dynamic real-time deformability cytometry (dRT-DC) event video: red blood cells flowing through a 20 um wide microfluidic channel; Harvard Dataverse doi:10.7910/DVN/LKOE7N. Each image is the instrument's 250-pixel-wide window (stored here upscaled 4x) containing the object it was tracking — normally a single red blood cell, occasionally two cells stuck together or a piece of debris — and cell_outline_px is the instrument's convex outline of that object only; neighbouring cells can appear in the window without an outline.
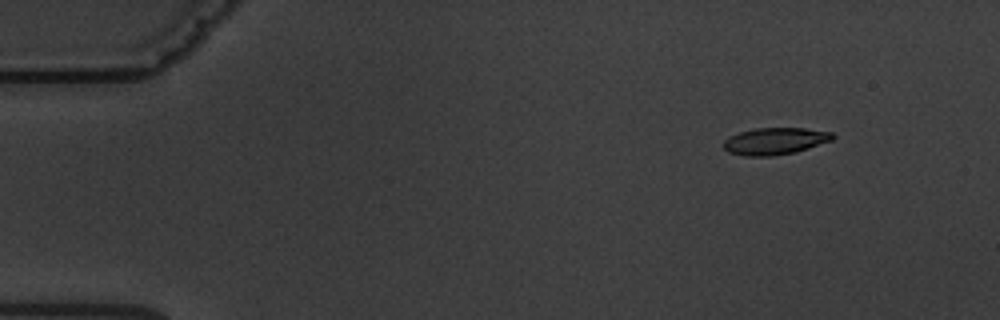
{"species": "common noctule bat (a hibernating species)", "species_latin": "Nyctalus noctula", "temperature_condition": "warm", "stored_images_in_passage": 5, "camera_frame_rate_fps": 3000, "um_per_image_px": 0.085, "animal": {"sex": "male", "body_mass_g": 19.5, "forearm_length_mm": 54.6}, "frame": {"image": 1, "passage_image": 2, "time_ms": 1.0, "image_size_px": [1000, 320], "cell_outline_px": [[836, 136], [832, 140], [796, 152], [772, 156], [744, 156], [728, 152], [724, 148], [724, 140], [728, 136], [740, 132], [756, 128], [804, 128], [832, 132]], "centroid_in_image_um": [65.87, 11.99], "position_along_channel_um": 19.1, "area_um2": 17.17}}
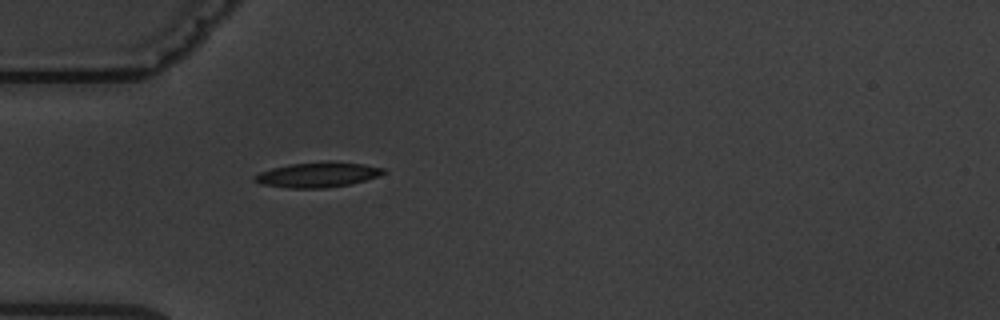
{"frame": {"image": 2, "passage_image": 5, "time_ms": 4.667, "image_size_px": [1000, 320], "cell_outline_px": [[388, 172], [352, 184], [324, 188], [288, 188], [260, 184], [252, 180], [252, 176], [260, 172], [272, 168], [288, 164], [328, 160], [364, 164], [384, 168]], "centroid_in_image_um": [26.97, 14.84], "position_along_channel_um": 58.0, "area_um2": 19.13}}